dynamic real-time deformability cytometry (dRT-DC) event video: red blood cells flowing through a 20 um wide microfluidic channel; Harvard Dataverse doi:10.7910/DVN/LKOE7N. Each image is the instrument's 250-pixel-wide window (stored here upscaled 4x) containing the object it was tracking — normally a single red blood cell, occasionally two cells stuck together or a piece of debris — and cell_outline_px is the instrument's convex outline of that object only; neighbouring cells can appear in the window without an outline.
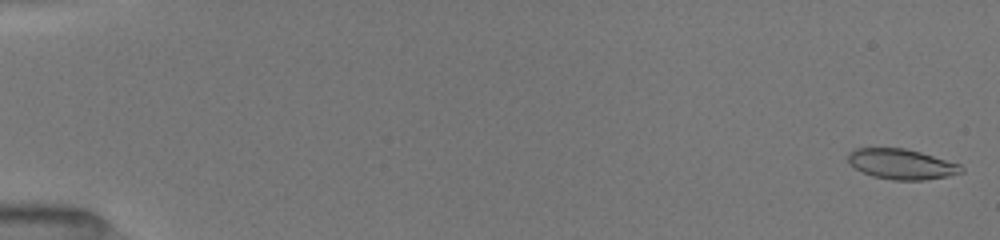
{"species": "common noctule bat (a hibernating species)", "species_latin": "Nyctalus noctula", "temperature_condition": "room temperature", "stored_images_in_passage": 51, "camera_frame_rate_fps": 3000, "um_per_image_px": 0.085, "animal": {"sex": "female", "body_mass_g": 19.5, "forearm_length_mm": 54.1}, "frame": {"image": 1, "passage_image": 1, "time_ms": 0.0, "image_size_px": [1000, 240], "cell_outline_px": [[964, 172], [948, 176], [924, 180], [892, 180], [872, 176], [856, 168], [848, 160], [848, 152], [856, 148], [904, 148], [920, 152], [960, 164], [964, 168]], "centroid_in_image_um": [76.65, 13.95], "position_along_channel_um": 8.3, "area_um2": 19.88}}
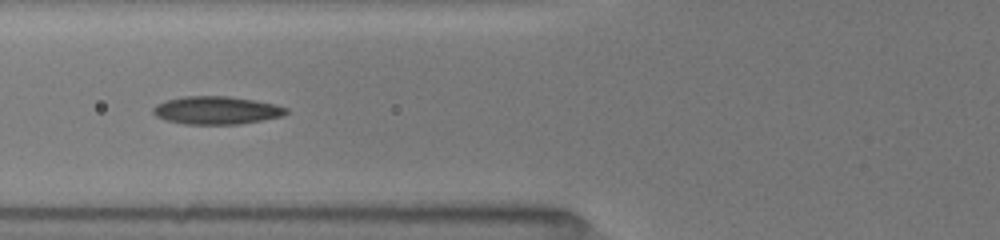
{"frame": {"image": 2, "passage_image": 21, "time_ms": 6.667, "image_size_px": [1000, 240], "cell_outline_px": [[288, 112], [284, 116], [240, 124], [184, 124], [164, 120], [156, 116], [152, 112], [152, 108], [156, 104], [164, 100], [184, 96], [228, 96], [256, 100], [276, 104], [288, 108]], "centroid_in_image_um": [18.39, 9.37], "position_along_channel_um": 107.4, "area_um2": 21.96}}
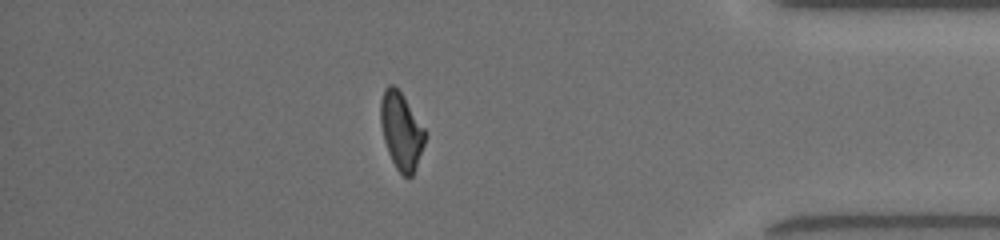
{"frame": {"image": 3, "passage_image": 45, "time_ms": 14.667, "image_size_px": [1000, 240], "cell_outline_px": [[428, 132], [416, 168], [412, 176], [408, 180], [396, 168], [388, 152], [384, 140], [380, 124], [380, 100], [384, 88], [388, 84], [392, 84], [400, 92]], "centroid_in_image_um": [34.11, 11.14], "position_along_channel_um": 401.1, "area_um2": 20.11}, "authors_computed_cell_mechanics": {"area_um2": 20.5768, "velocity_mm_per_s": 4.0453, "shape_relaxation_time_tau1_ms": 5.0376, "shape_relaxation_time_tau2_ms": 2.4669, "deformation_change_tau1": 0.1517, "deformation_change_tau2": 0.0996}}